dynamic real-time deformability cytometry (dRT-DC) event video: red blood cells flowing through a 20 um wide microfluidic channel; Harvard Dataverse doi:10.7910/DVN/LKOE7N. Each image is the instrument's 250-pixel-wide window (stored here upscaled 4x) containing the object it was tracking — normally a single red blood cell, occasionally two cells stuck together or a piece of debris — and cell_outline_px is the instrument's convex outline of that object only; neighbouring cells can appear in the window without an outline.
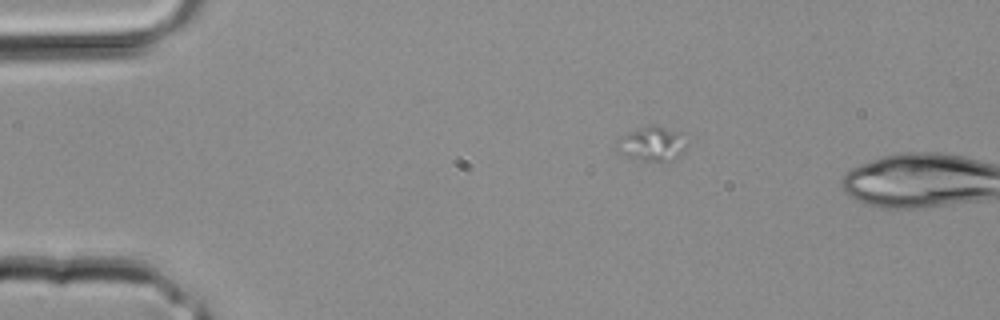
{"species": "common noctule bat (a hibernating species)", "species_latin": "Nyctalus noctula", "temperature_condition": "room temperature", "stored_images_in_passage": 2, "camera_frame_rate_fps": 3000, "um_per_image_px": 0.085, "animal": {"sex": "male", "body_mass_g": 20.4}, "frame": {"image": 1, "passage_image": 1, "time_ms": 0.0, "image_size_px": [1000, 320], "cell_outline_px": [[688, 144], [684, 152], [680, 156], [672, 160], [660, 164], [640, 160], [628, 156], [616, 144], [616, 140], [620, 136], [640, 128], [652, 124], [656, 124], [680, 132]], "centroid_in_image_um": [55.51, 12.24], "position_along_channel_um": 29.5, "area_um2": 14.28}}